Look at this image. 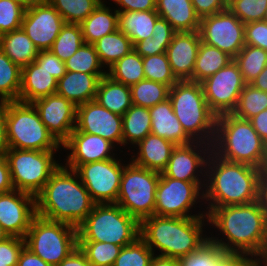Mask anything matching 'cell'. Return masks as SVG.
Returning <instances> with one entry per match:
<instances>
[{
    "instance_id": "cell-3",
    "label": "cell",
    "mask_w": 267,
    "mask_h": 266,
    "mask_svg": "<svg viewBox=\"0 0 267 266\" xmlns=\"http://www.w3.org/2000/svg\"><path fill=\"white\" fill-rule=\"evenodd\" d=\"M36 214L78 228L96 204L75 170L61 165L35 196Z\"/></svg>"
},
{
    "instance_id": "cell-57",
    "label": "cell",
    "mask_w": 267,
    "mask_h": 266,
    "mask_svg": "<svg viewBox=\"0 0 267 266\" xmlns=\"http://www.w3.org/2000/svg\"><path fill=\"white\" fill-rule=\"evenodd\" d=\"M17 266H52V265L43 261L39 256L34 254L29 248L24 246L19 254Z\"/></svg>"
},
{
    "instance_id": "cell-6",
    "label": "cell",
    "mask_w": 267,
    "mask_h": 266,
    "mask_svg": "<svg viewBox=\"0 0 267 266\" xmlns=\"http://www.w3.org/2000/svg\"><path fill=\"white\" fill-rule=\"evenodd\" d=\"M173 111L184 131L194 140L213 144L217 115L210 109L201 83L176 82L169 90Z\"/></svg>"
},
{
    "instance_id": "cell-31",
    "label": "cell",
    "mask_w": 267,
    "mask_h": 266,
    "mask_svg": "<svg viewBox=\"0 0 267 266\" xmlns=\"http://www.w3.org/2000/svg\"><path fill=\"white\" fill-rule=\"evenodd\" d=\"M159 17L156 10L118 12V29L131 40L134 46L137 42L152 36Z\"/></svg>"
},
{
    "instance_id": "cell-23",
    "label": "cell",
    "mask_w": 267,
    "mask_h": 266,
    "mask_svg": "<svg viewBox=\"0 0 267 266\" xmlns=\"http://www.w3.org/2000/svg\"><path fill=\"white\" fill-rule=\"evenodd\" d=\"M151 134L167 139L177 145H188L194 140L184 131L174 114L169 98L149 108Z\"/></svg>"
},
{
    "instance_id": "cell-34",
    "label": "cell",
    "mask_w": 267,
    "mask_h": 266,
    "mask_svg": "<svg viewBox=\"0 0 267 266\" xmlns=\"http://www.w3.org/2000/svg\"><path fill=\"white\" fill-rule=\"evenodd\" d=\"M93 45L101 64L107 69L133 49L131 40L119 29L103 36Z\"/></svg>"
},
{
    "instance_id": "cell-70",
    "label": "cell",
    "mask_w": 267,
    "mask_h": 266,
    "mask_svg": "<svg viewBox=\"0 0 267 266\" xmlns=\"http://www.w3.org/2000/svg\"><path fill=\"white\" fill-rule=\"evenodd\" d=\"M262 259H263V262H264V266H267V250H266V253H265V255H264V257Z\"/></svg>"
},
{
    "instance_id": "cell-10",
    "label": "cell",
    "mask_w": 267,
    "mask_h": 266,
    "mask_svg": "<svg viewBox=\"0 0 267 266\" xmlns=\"http://www.w3.org/2000/svg\"><path fill=\"white\" fill-rule=\"evenodd\" d=\"M56 151H37L7 148L8 161L14 189L36 196L60 166Z\"/></svg>"
},
{
    "instance_id": "cell-37",
    "label": "cell",
    "mask_w": 267,
    "mask_h": 266,
    "mask_svg": "<svg viewBox=\"0 0 267 266\" xmlns=\"http://www.w3.org/2000/svg\"><path fill=\"white\" fill-rule=\"evenodd\" d=\"M233 60L238 65L244 82L250 84L266 67L267 51L251 45H245Z\"/></svg>"
},
{
    "instance_id": "cell-69",
    "label": "cell",
    "mask_w": 267,
    "mask_h": 266,
    "mask_svg": "<svg viewBox=\"0 0 267 266\" xmlns=\"http://www.w3.org/2000/svg\"><path fill=\"white\" fill-rule=\"evenodd\" d=\"M0 266H17V263H1Z\"/></svg>"
},
{
    "instance_id": "cell-4",
    "label": "cell",
    "mask_w": 267,
    "mask_h": 266,
    "mask_svg": "<svg viewBox=\"0 0 267 266\" xmlns=\"http://www.w3.org/2000/svg\"><path fill=\"white\" fill-rule=\"evenodd\" d=\"M205 223L208 225L207 217L153 215L140 222V237L153 253L158 250L159 256L178 259L194 252L209 239L203 233Z\"/></svg>"
},
{
    "instance_id": "cell-22",
    "label": "cell",
    "mask_w": 267,
    "mask_h": 266,
    "mask_svg": "<svg viewBox=\"0 0 267 266\" xmlns=\"http://www.w3.org/2000/svg\"><path fill=\"white\" fill-rule=\"evenodd\" d=\"M201 43L198 31L175 32L166 54L173 74L179 81L193 82V70Z\"/></svg>"
},
{
    "instance_id": "cell-14",
    "label": "cell",
    "mask_w": 267,
    "mask_h": 266,
    "mask_svg": "<svg viewBox=\"0 0 267 266\" xmlns=\"http://www.w3.org/2000/svg\"><path fill=\"white\" fill-rule=\"evenodd\" d=\"M245 24L228 8L201 18L199 35L202 42L234 58L245 46Z\"/></svg>"
},
{
    "instance_id": "cell-8",
    "label": "cell",
    "mask_w": 267,
    "mask_h": 266,
    "mask_svg": "<svg viewBox=\"0 0 267 266\" xmlns=\"http://www.w3.org/2000/svg\"><path fill=\"white\" fill-rule=\"evenodd\" d=\"M6 132L7 148L37 151H59L61 148L32 103L8 101Z\"/></svg>"
},
{
    "instance_id": "cell-33",
    "label": "cell",
    "mask_w": 267,
    "mask_h": 266,
    "mask_svg": "<svg viewBox=\"0 0 267 266\" xmlns=\"http://www.w3.org/2000/svg\"><path fill=\"white\" fill-rule=\"evenodd\" d=\"M232 60L227 53L201 41L193 70V82L201 83Z\"/></svg>"
},
{
    "instance_id": "cell-1",
    "label": "cell",
    "mask_w": 267,
    "mask_h": 266,
    "mask_svg": "<svg viewBox=\"0 0 267 266\" xmlns=\"http://www.w3.org/2000/svg\"><path fill=\"white\" fill-rule=\"evenodd\" d=\"M207 218L208 225L217 228L225 237V240L213 236L209 239L225 251L233 255L264 257L267 250V214L258 200L216 207L207 214Z\"/></svg>"
},
{
    "instance_id": "cell-27",
    "label": "cell",
    "mask_w": 267,
    "mask_h": 266,
    "mask_svg": "<svg viewBox=\"0 0 267 266\" xmlns=\"http://www.w3.org/2000/svg\"><path fill=\"white\" fill-rule=\"evenodd\" d=\"M156 11L176 32L199 30L201 19L191 0H156Z\"/></svg>"
},
{
    "instance_id": "cell-51",
    "label": "cell",
    "mask_w": 267,
    "mask_h": 266,
    "mask_svg": "<svg viewBox=\"0 0 267 266\" xmlns=\"http://www.w3.org/2000/svg\"><path fill=\"white\" fill-rule=\"evenodd\" d=\"M25 246V238L10 236L0 242V262L17 263L18 257Z\"/></svg>"
},
{
    "instance_id": "cell-61",
    "label": "cell",
    "mask_w": 267,
    "mask_h": 266,
    "mask_svg": "<svg viewBox=\"0 0 267 266\" xmlns=\"http://www.w3.org/2000/svg\"><path fill=\"white\" fill-rule=\"evenodd\" d=\"M262 141L267 143V109L249 119Z\"/></svg>"
},
{
    "instance_id": "cell-64",
    "label": "cell",
    "mask_w": 267,
    "mask_h": 266,
    "mask_svg": "<svg viewBox=\"0 0 267 266\" xmlns=\"http://www.w3.org/2000/svg\"><path fill=\"white\" fill-rule=\"evenodd\" d=\"M250 84L256 89L267 92V65Z\"/></svg>"
},
{
    "instance_id": "cell-63",
    "label": "cell",
    "mask_w": 267,
    "mask_h": 266,
    "mask_svg": "<svg viewBox=\"0 0 267 266\" xmlns=\"http://www.w3.org/2000/svg\"><path fill=\"white\" fill-rule=\"evenodd\" d=\"M155 255L153 256L150 266H180L177 258Z\"/></svg>"
},
{
    "instance_id": "cell-36",
    "label": "cell",
    "mask_w": 267,
    "mask_h": 266,
    "mask_svg": "<svg viewBox=\"0 0 267 266\" xmlns=\"http://www.w3.org/2000/svg\"><path fill=\"white\" fill-rule=\"evenodd\" d=\"M233 256L208 239L197 250L178 258L180 266H224Z\"/></svg>"
},
{
    "instance_id": "cell-47",
    "label": "cell",
    "mask_w": 267,
    "mask_h": 266,
    "mask_svg": "<svg viewBox=\"0 0 267 266\" xmlns=\"http://www.w3.org/2000/svg\"><path fill=\"white\" fill-rule=\"evenodd\" d=\"M266 8L267 0H234L228 7L244 24L263 21Z\"/></svg>"
},
{
    "instance_id": "cell-39",
    "label": "cell",
    "mask_w": 267,
    "mask_h": 266,
    "mask_svg": "<svg viewBox=\"0 0 267 266\" xmlns=\"http://www.w3.org/2000/svg\"><path fill=\"white\" fill-rule=\"evenodd\" d=\"M170 87L156 81L141 80L130 86L132 104L150 108L169 98Z\"/></svg>"
},
{
    "instance_id": "cell-38",
    "label": "cell",
    "mask_w": 267,
    "mask_h": 266,
    "mask_svg": "<svg viewBox=\"0 0 267 266\" xmlns=\"http://www.w3.org/2000/svg\"><path fill=\"white\" fill-rule=\"evenodd\" d=\"M22 69L0 48V99L19 101Z\"/></svg>"
},
{
    "instance_id": "cell-58",
    "label": "cell",
    "mask_w": 267,
    "mask_h": 266,
    "mask_svg": "<svg viewBox=\"0 0 267 266\" xmlns=\"http://www.w3.org/2000/svg\"><path fill=\"white\" fill-rule=\"evenodd\" d=\"M7 113L8 101L0 99V152L4 153L7 149Z\"/></svg>"
},
{
    "instance_id": "cell-32",
    "label": "cell",
    "mask_w": 267,
    "mask_h": 266,
    "mask_svg": "<svg viewBox=\"0 0 267 266\" xmlns=\"http://www.w3.org/2000/svg\"><path fill=\"white\" fill-rule=\"evenodd\" d=\"M123 147L131 143L132 147L151 134V116L149 108L132 104L122 116ZM129 142V143H128Z\"/></svg>"
},
{
    "instance_id": "cell-46",
    "label": "cell",
    "mask_w": 267,
    "mask_h": 266,
    "mask_svg": "<svg viewBox=\"0 0 267 266\" xmlns=\"http://www.w3.org/2000/svg\"><path fill=\"white\" fill-rule=\"evenodd\" d=\"M155 253L138 237L133 243L122 247L113 266H150Z\"/></svg>"
},
{
    "instance_id": "cell-13",
    "label": "cell",
    "mask_w": 267,
    "mask_h": 266,
    "mask_svg": "<svg viewBox=\"0 0 267 266\" xmlns=\"http://www.w3.org/2000/svg\"><path fill=\"white\" fill-rule=\"evenodd\" d=\"M118 158L89 162L75 171L96 204L116 203L123 168L126 164Z\"/></svg>"
},
{
    "instance_id": "cell-41",
    "label": "cell",
    "mask_w": 267,
    "mask_h": 266,
    "mask_svg": "<svg viewBox=\"0 0 267 266\" xmlns=\"http://www.w3.org/2000/svg\"><path fill=\"white\" fill-rule=\"evenodd\" d=\"M266 109L267 92L256 89L251 84H246L231 114L238 118L249 120Z\"/></svg>"
},
{
    "instance_id": "cell-60",
    "label": "cell",
    "mask_w": 267,
    "mask_h": 266,
    "mask_svg": "<svg viewBox=\"0 0 267 266\" xmlns=\"http://www.w3.org/2000/svg\"><path fill=\"white\" fill-rule=\"evenodd\" d=\"M57 266H92L85 254L76 247L65 259Z\"/></svg>"
},
{
    "instance_id": "cell-9",
    "label": "cell",
    "mask_w": 267,
    "mask_h": 266,
    "mask_svg": "<svg viewBox=\"0 0 267 266\" xmlns=\"http://www.w3.org/2000/svg\"><path fill=\"white\" fill-rule=\"evenodd\" d=\"M25 246L46 263L57 266L78 247V230L36 214L27 231Z\"/></svg>"
},
{
    "instance_id": "cell-30",
    "label": "cell",
    "mask_w": 267,
    "mask_h": 266,
    "mask_svg": "<svg viewBox=\"0 0 267 266\" xmlns=\"http://www.w3.org/2000/svg\"><path fill=\"white\" fill-rule=\"evenodd\" d=\"M95 101L112 113L123 116L132 106L130 86L116 82L106 75L99 81Z\"/></svg>"
},
{
    "instance_id": "cell-5",
    "label": "cell",
    "mask_w": 267,
    "mask_h": 266,
    "mask_svg": "<svg viewBox=\"0 0 267 266\" xmlns=\"http://www.w3.org/2000/svg\"><path fill=\"white\" fill-rule=\"evenodd\" d=\"M212 151L224 160L261 169L265 143L249 120L226 113L217 116Z\"/></svg>"
},
{
    "instance_id": "cell-68",
    "label": "cell",
    "mask_w": 267,
    "mask_h": 266,
    "mask_svg": "<svg viewBox=\"0 0 267 266\" xmlns=\"http://www.w3.org/2000/svg\"><path fill=\"white\" fill-rule=\"evenodd\" d=\"M220 1L226 8H228L234 2V0H220Z\"/></svg>"
},
{
    "instance_id": "cell-40",
    "label": "cell",
    "mask_w": 267,
    "mask_h": 266,
    "mask_svg": "<svg viewBox=\"0 0 267 266\" xmlns=\"http://www.w3.org/2000/svg\"><path fill=\"white\" fill-rule=\"evenodd\" d=\"M65 62L66 71L84 72L87 74H107L103 70L98 53L93 44L83 43L80 48Z\"/></svg>"
},
{
    "instance_id": "cell-65",
    "label": "cell",
    "mask_w": 267,
    "mask_h": 266,
    "mask_svg": "<svg viewBox=\"0 0 267 266\" xmlns=\"http://www.w3.org/2000/svg\"><path fill=\"white\" fill-rule=\"evenodd\" d=\"M21 5L25 9H29L39 3L41 0H12Z\"/></svg>"
},
{
    "instance_id": "cell-17",
    "label": "cell",
    "mask_w": 267,
    "mask_h": 266,
    "mask_svg": "<svg viewBox=\"0 0 267 266\" xmlns=\"http://www.w3.org/2000/svg\"><path fill=\"white\" fill-rule=\"evenodd\" d=\"M211 151L212 145L201 141L177 145L163 173L176 180L205 182L206 164Z\"/></svg>"
},
{
    "instance_id": "cell-16",
    "label": "cell",
    "mask_w": 267,
    "mask_h": 266,
    "mask_svg": "<svg viewBox=\"0 0 267 266\" xmlns=\"http://www.w3.org/2000/svg\"><path fill=\"white\" fill-rule=\"evenodd\" d=\"M65 23L48 0H41L25 10L21 28L39 51H46L50 50Z\"/></svg>"
},
{
    "instance_id": "cell-48",
    "label": "cell",
    "mask_w": 267,
    "mask_h": 266,
    "mask_svg": "<svg viewBox=\"0 0 267 266\" xmlns=\"http://www.w3.org/2000/svg\"><path fill=\"white\" fill-rule=\"evenodd\" d=\"M25 8L12 0H0V35L21 28Z\"/></svg>"
},
{
    "instance_id": "cell-45",
    "label": "cell",
    "mask_w": 267,
    "mask_h": 266,
    "mask_svg": "<svg viewBox=\"0 0 267 266\" xmlns=\"http://www.w3.org/2000/svg\"><path fill=\"white\" fill-rule=\"evenodd\" d=\"M142 61L146 80L156 81L170 88L179 81L172 72L166 53L142 57Z\"/></svg>"
},
{
    "instance_id": "cell-56",
    "label": "cell",
    "mask_w": 267,
    "mask_h": 266,
    "mask_svg": "<svg viewBox=\"0 0 267 266\" xmlns=\"http://www.w3.org/2000/svg\"><path fill=\"white\" fill-rule=\"evenodd\" d=\"M14 190L8 161L4 153L0 152V194Z\"/></svg>"
},
{
    "instance_id": "cell-7",
    "label": "cell",
    "mask_w": 267,
    "mask_h": 266,
    "mask_svg": "<svg viewBox=\"0 0 267 266\" xmlns=\"http://www.w3.org/2000/svg\"><path fill=\"white\" fill-rule=\"evenodd\" d=\"M78 241L127 246L140 237V222L115 203L95 204L77 228Z\"/></svg>"
},
{
    "instance_id": "cell-50",
    "label": "cell",
    "mask_w": 267,
    "mask_h": 266,
    "mask_svg": "<svg viewBox=\"0 0 267 266\" xmlns=\"http://www.w3.org/2000/svg\"><path fill=\"white\" fill-rule=\"evenodd\" d=\"M34 61L40 67L46 69L57 80H59L67 72L65 62L60 60L50 50L39 51Z\"/></svg>"
},
{
    "instance_id": "cell-15",
    "label": "cell",
    "mask_w": 267,
    "mask_h": 266,
    "mask_svg": "<svg viewBox=\"0 0 267 266\" xmlns=\"http://www.w3.org/2000/svg\"><path fill=\"white\" fill-rule=\"evenodd\" d=\"M206 102L217 115L232 113L246 83L234 60L201 82Z\"/></svg>"
},
{
    "instance_id": "cell-52",
    "label": "cell",
    "mask_w": 267,
    "mask_h": 266,
    "mask_svg": "<svg viewBox=\"0 0 267 266\" xmlns=\"http://www.w3.org/2000/svg\"><path fill=\"white\" fill-rule=\"evenodd\" d=\"M171 42H157L153 37H147L143 41L137 42L133 49L141 56H152L166 53L167 47Z\"/></svg>"
},
{
    "instance_id": "cell-44",
    "label": "cell",
    "mask_w": 267,
    "mask_h": 266,
    "mask_svg": "<svg viewBox=\"0 0 267 266\" xmlns=\"http://www.w3.org/2000/svg\"><path fill=\"white\" fill-rule=\"evenodd\" d=\"M78 247L92 266H113L122 246L96 241H78Z\"/></svg>"
},
{
    "instance_id": "cell-26",
    "label": "cell",
    "mask_w": 267,
    "mask_h": 266,
    "mask_svg": "<svg viewBox=\"0 0 267 266\" xmlns=\"http://www.w3.org/2000/svg\"><path fill=\"white\" fill-rule=\"evenodd\" d=\"M58 80L35 61L22 68L19 101L32 103L56 93Z\"/></svg>"
},
{
    "instance_id": "cell-2",
    "label": "cell",
    "mask_w": 267,
    "mask_h": 266,
    "mask_svg": "<svg viewBox=\"0 0 267 266\" xmlns=\"http://www.w3.org/2000/svg\"><path fill=\"white\" fill-rule=\"evenodd\" d=\"M261 172V169L248 164L224 160L211 151L203 189L204 204L208 203L204 211L208 214L216 207L257 201Z\"/></svg>"
},
{
    "instance_id": "cell-43",
    "label": "cell",
    "mask_w": 267,
    "mask_h": 266,
    "mask_svg": "<svg viewBox=\"0 0 267 266\" xmlns=\"http://www.w3.org/2000/svg\"><path fill=\"white\" fill-rule=\"evenodd\" d=\"M103 0H48L66 23L81 24Z\"/></svg>"
},
{
    "instance_id": "cell-71",
    "label": "cell",
    "mask_w": 267,
    "mask_h": 266,
    "mask_svg": "<svg viewBox=\"0 0 267 266\" xmlns=\"http://www.w3.org/2000/svg\"><path fill=\"white\" fill-rule=\"evenodd\" d=\"M263 21L267 22V8H266V10H265V14H264V19H263Z\"/></svg>"
},
{
    "instance_id": "cell-66",
    "label": "cell",
    "mask_w": 267,
    "mask_h": 266,
    "mask_svg": "<svg viewBox=\"0 0 267 266\" xmlns=\"http://www.w3.org/2000/svg\"><path fill=\"white\" fill-rule=\"evenodd\" d=\"M261 171L267 173V143L265 144V156L261 165Z\"/></svg>"
},
{
    "instance_id": "cell-24",
    "label": "cell",
    "mask_w": 267,
    "mask_h": 266,
    "mask_svg": "<svg viewBox=\"0 0 267 266\" xmlns=\"http://www.w3.org/2000/svg\"><path fill=\"white\" fill-rule=\"evenodd\" d=\"M135 146L138 147V151L131 155V162L159 173L166 169L171 153L176 147L173 142L153 134H148Z\"/></svg>"
},
{
    "instance_id": "cell-12",
    "label": "cell",
    "mask_w": 267,
    "mask_h": 266,
    "mask_svg": "<svg viewBox=\"0 0 267 266\" xmlns=\"http://www.w3.org/2000/svg\"><path fill=\"white\" fill-rule=\"evenodd\" d=\"M205 182H186L167 177L163 172L156 188L154 215L162 217H207L204 211H190L198 202H204ZM201 199V201H200ZM193 214V215H191Z\"/></svg>"
},
{
    "instance_id": "cell-21",
    "label": "cell",
    "mask_w": 267,
    "mask_h": 266,
    "mask_svg": "<svg viewBox=\"0 0 267 266\" xmlns=\"http://www.w3.org/2000/svg\"><path fill=\"white\" fill-rule=\"evenodd\" d=\"M65 150H71L67 155L66 167L76 170L80 165L115 158V145L98 135L79 132L74 129L68 140L62 145Z\"/></svg>"
},
{
    "instance_id": "cell-19",
    "label": "cell",
    "mask_w": 267,
    "mask_h": 266,
    "mask_svg": "<svg viewBox=\"0 0 267 266\" xmlns=\"http://www.w3.org/2000/svg\"><path fill=\"white\" fill-rule=\"evenodd\" d=\"M79 132L101 136L123 146L122 116L112 113L92 100L77 106L76 126Z\"/></svg>"
},
{
    "instance_id": "cell-20",
    "label": "cell",
    "mask_w": 267,
    "mask_h": 266,
    "mask_svg": "<svg viewBox=\"0 0 267 266\" xmlns=\"http://www.w3.org/2000/svg\"><path fill=\"white\" fill-rule=\"evenodd\" d=\"M35 215L34 195L16 189L0 194V224L9 236L25 238Z\"/></svg>"
},
{
    "instance_id": "cell-53",
    "label": "cell",
    "mask_w": 267,
    "mask_h": 266,
    "mask_svg": "<svg viewBox=\"0 0 267 266\" xmlns=\"http://www.w3.org/2000/svg\"><path fill=\"white\" fill-rule=\"evenodd\" d=\"M118 12L156 10V0H112Z\"/></svg>"
},
{
    "instance_id": "cell-35",
    "label": "cell",
    "mask_w": 267,
    "mask_h": 266,
    "mask_svg": "<svg viewBox=\"0 0 267 266\" xmlns=\"http://www.w3.org/2000/svg\"><path fill=\"white\" fill-rule=\"evenodd\" d=\"M106 71L112 80L126 86H132L145 79L142 57L134 49Z\"/></svg>"
},
{
    "instance_id": "cell-59",
    "label": "cell",
    "mask_w": 267,
    "mask_h": 266,
    "mask_svg": "<svg viewBox=\"0 0 267 266\" xmlns=\"http://www.w3.org/2000/svg\"><path fill=\"white\" fill-rule=\"evenodd\" d=\"M224 266H264V262L252 255H233Z\"/></svg>"
},
{
    "instance_id": "cell-29",
    "label": "cell",
    "mask_w": 267,
    "mask_h": 266,
    "mask_svg": "<svg viewBox=\"0 0 267 266\" xmlns=\"http://www.w3.org/2000/svg\"><path fill=\"white\" fill-rule=\"evenodd\" d=\"M0 48L21 69L33 62L39 53L22 28L0 35Z\"/></svg>"
},
{
    "instance_id": "cell-11",
    "label": "cell",
    "mask_w": 267,
    "mask_h": 266,
    "mask_svg": "<svg viewBox=\"0 0 267 266\" xmlns=\"http://www.w3.org/2000/svg\"><path fill=\"white\" fill-rule=\"evenodd\" d=\"M159 178V172L139 167L130 161L123 168L118 199L115 204L139 222L153 216Z\"/></svg>"
},
{
    "instance_id": "cell-55",
    "label": "cell",
    "mask_w": 267,
    "mask_h": 266,
    "mask_svg": "<svg viewBox=\"0 0 267 266\" xmlns=\"http://www.w3.org/2000/svg\"><path fill=\"white\" fill-rule=\"evenodd\" d=\"M175 32L176 31L164 18L159 17L156 20L151 37L157 42H171Z\"/></svg>"
},
{
    "instance_id": "cell-42",
    "label": "cell",
    "mask_w": 267,
    "mask_h": 266,
    "mask_svg": "<svg viewBox=\"0 0 267 266\" xmlns=\"http://www.w3.org/2000/svg\"><path fill=\"white\" fill-rule=\"evenodd\" d=\"M84 43L80 24L65 23L50 51L60 60L69 59Z\"/></svg>"
},
{
    "instance_id": "cell-49",
    "label": "cell",
    "mask_w": 267,
    "mask_h": 266,
    "mask_svg": "<svg viewBox=\"0 0 267 266\" xmlns=\"http://www.w3.org/2000/svg\"><path fill=\"white\" fill-rule=\"evenodd\" d=\"M245 45L262 48L267 51V22L253 21L245 24Z\"/></svg>"
},
{
    "instance_id": "cell-18",
    "label": "cell",
    "mask_w": 267,
    "mask_h": 266,
    "mask_svg": "<svg viewBox=\"0 0 267 266\" xmlns=\"http://www.w3.org/2000/svg\"><path fill=\"white\" fill-rule=\"evenodd\" d=\"M48 132L62 146L76 126L77 106L58 94L32 102Z\"/></svg>"
},
{
    "instance_id": "cell-28",
    "label": "cell",
    "mask_w": 267,
    "mask_h": 266,
    "mask_svg": "<svg viewBox=\"0 0 267 266\" xmlns=\"http://www.w3.org/2000/svg\"><path fill=\"white\" fill-rule=\"evenodd\" d=\"M104 2L106 1L103 0L80 24L84 43L94 44L118 29V11L106 6Z\"/></svg>"
},
{
    "instance_id": "cell-25",
    "label": "cell",
    "mask_w": 267,
    "mask_h": 266,
    "mask_svg": "<svg viewBox=\"0 0 267 266\" xmlns=\"http://www.w3.org/2000/svg\"><path fill=\"white\" fill-rule=\"evenodd\" d=\"M106 75L67 71L57 82L56 94L76 106L95 100L99 81Z\"/></svg>"
},
{
    "instance_id": "cell-54",
    "label": "cell",
    "mask_w": 267,
    "mask_h": 266,
    "mask_svg": "<svg viewBox=\"0 0 267 266\" xmlns=\"http://www.w3.org/2000/svg\"><path fill=\"white\" fill-rule=\"evenodd\" d=\"M191 2L200 19L227 9L220 0H191Z\"/></svg>"
},
{
    "instance_id": "cell-67",
    "label": "cell",
    "mask_w": 267,
    "mask_h": 266,
    "mask_svg": "<svg viewBox=\"0 0 267 266\" xmlns=\"http://www.w3.org/2000/svg\"><path fill=\"white\" fill-rule=\"evenodd\" d=\"M9 234L4 230L3 226L0 224V242L9 238Z\"/></svg>"
},
{
    "instance_id": "cell-62",
    "label": "cell",
    "mask_w": 267,
    "mask_h": 266,
    "mask_svg": "<svg viewBox=\"0 0 267 266\" xmlns=\"http://www.w3.org/2000/svg\"><path fill=\"white\" fill-rule=\"evenodd\" d=\"M258 201L267 214V173L261 172L259 179Z\"/></svg>"
}]
</instances>
